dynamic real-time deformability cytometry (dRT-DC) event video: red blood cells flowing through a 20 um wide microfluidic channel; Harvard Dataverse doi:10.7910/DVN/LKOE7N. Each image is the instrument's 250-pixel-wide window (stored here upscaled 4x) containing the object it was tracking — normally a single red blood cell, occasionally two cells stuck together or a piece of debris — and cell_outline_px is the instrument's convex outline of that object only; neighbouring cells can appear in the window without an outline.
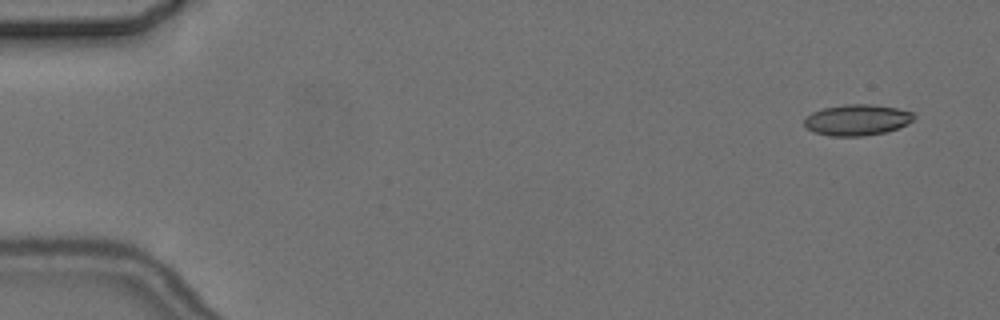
{"species": "common noctule bat (a hibernating species)", "species_latin": "Nyctalus noctula", "temperature_condition": "cold", "stored_images_in_passage": 5, "camera_frame_rate_fps": 3000, "um_per_image_px": 0.085, "animal": {"sex": "female", "body_mass_g": 24.6, "forearm_length_mm": 56.2}, "frame": {"image": 1, "passage_image": 1, "time_ms": 0.0, "image_size_px": [1000, 320], "cell_outline_px": [[916, 116], [908, 124], [884, 132], [864, 136], [832, 136], [816, 132], [808, 128], [804, 124], [804, 120], [812, 112], [824, 108], [844, 104], [872, 104], [896, 108], [912, 112]], "centroid_in_image_um": [72.86, 10.18], "position_along_channel_um": 12.1, "area_um2": 19.59}}
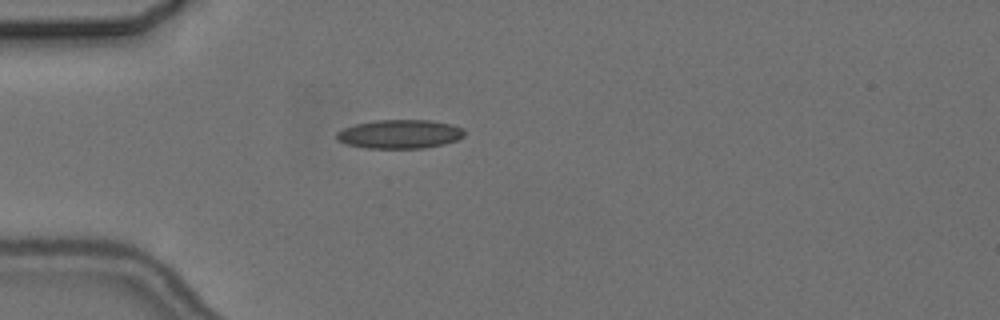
{"frame": {"image": 2, "passage_image": 4, "time_ms": 4.333, "image_size_px": [1000, 320], "cell_outline_px": [[464, 136], [456, 140], [444, 144], [424, 148], [368, 148], [348, 144], [336, 140], [336, 132], [344, 128], [356, 124], [376, 120], [432, 120], [452, 124], [464, 128]], "centroid_in_image_um": [34.0, 11.39], "position_along_channel_um": 51.0, "area_um2": 21.5}}